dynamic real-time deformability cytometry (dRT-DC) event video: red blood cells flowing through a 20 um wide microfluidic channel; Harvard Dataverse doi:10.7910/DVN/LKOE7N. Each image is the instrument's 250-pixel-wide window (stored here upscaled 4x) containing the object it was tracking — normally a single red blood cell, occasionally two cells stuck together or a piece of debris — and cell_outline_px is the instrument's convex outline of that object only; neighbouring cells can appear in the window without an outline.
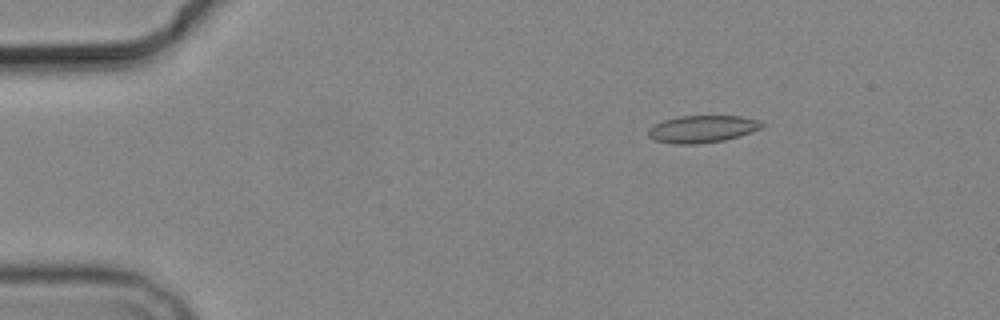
{"species": "common noctule bat (a hibernating species)", "species_latin": "Nyctalus noctula", "temperature_condition": "cold", "stored_images_in_passage": 4, "camera_frame_rate_fps": 3000, "um_per_image_px": 0.085, "animal": {"sex": "male", "body_mass_g": 19.2, "forearm_length_mm": 51.8}, "frame": {"image": 1, "passage_image": 2, "time_ms": 1.0, "image_size_px": [1000, 320], "cell_outline_px": [[764, 124], [760, 128], [752, 132], [740, 136], [724, 140], [696, 144], [672, 144], [652, 140], [648, 136], [648, 128], [652, 124], [664, 120], [680, 116], [740, 116], [760, 120]], "centroid_in_image_um": [59.65, 10.97], "position_along_channel_um": 25.3, "area_um2": 18.21}}